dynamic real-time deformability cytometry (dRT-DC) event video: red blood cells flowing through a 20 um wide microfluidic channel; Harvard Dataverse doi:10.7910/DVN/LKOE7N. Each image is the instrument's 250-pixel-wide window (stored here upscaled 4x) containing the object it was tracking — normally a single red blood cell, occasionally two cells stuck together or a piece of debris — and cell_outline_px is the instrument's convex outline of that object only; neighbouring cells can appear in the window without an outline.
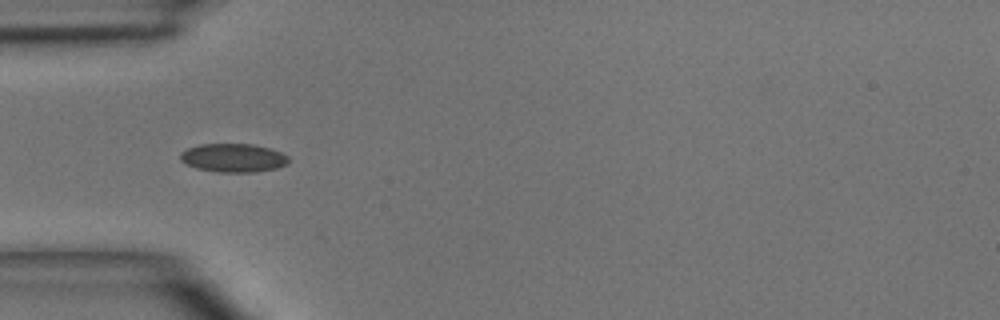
{"species": "common noctule bat (a hibernating species)", "species_latin": "Nyctalus noctula", "temperature_condition": "room temperature", "stored_images_in_passage": 5, "camera_frame_rate_fps": 3000, "um_per_image_px": 0.085, "animal": {"sex": "male", "body_mass_g": 15.6}, "frame": {"image": 1, "passage_image": 4, "time_ms": 3.667, "image_size_px": [1000, 320], "cell_outline_px": [[288, 164], [276, 168], [256, 172], [216, 172], [196, 168], [180, 160], [180, 152], [188, 148], [200, 144], [252, 144], [272, 148], [288, 156]], "centroid_in_image_um": [19.84, 13.41], "position_along_channel_um": 65.2, "area_um2": 18.09}}
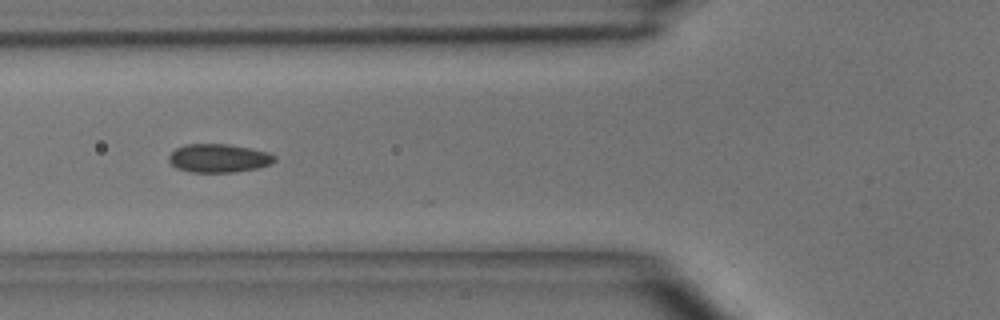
{"frame": {"image": 2, "passage_image": 5, "time_ms": 4.667, "image_size_px": [1000, 320], "cell_outline_px": [[276, 160], [268, 164], [256, 168], [236, 172], [192, 172], [176, 168], [168, 160], [168, 156], [176, 148], [188, 144], [228, 144], [268, 152], [276, 156]], "centroid_in_image_um": [18.57, 13.44], "position_along_channel_um": 107.2, "area_um2": 17.4}}